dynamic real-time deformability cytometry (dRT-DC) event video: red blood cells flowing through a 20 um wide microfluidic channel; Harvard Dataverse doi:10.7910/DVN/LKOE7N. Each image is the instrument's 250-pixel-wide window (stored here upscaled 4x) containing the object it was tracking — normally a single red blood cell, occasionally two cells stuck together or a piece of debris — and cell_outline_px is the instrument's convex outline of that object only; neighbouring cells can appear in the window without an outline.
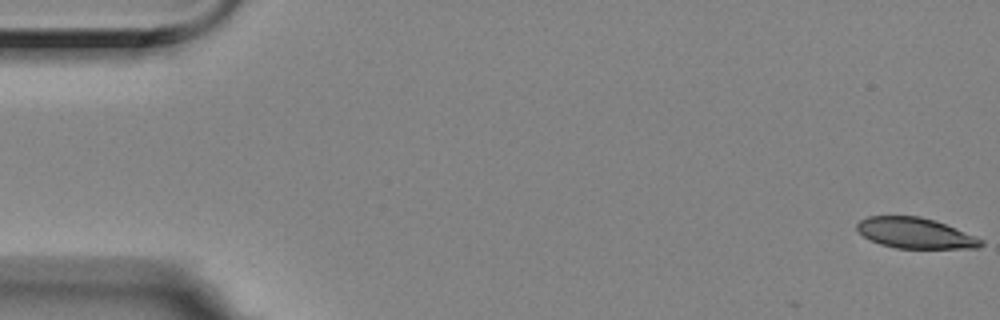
{"species": "Egyptian fruit bat (a non-hibernating species)", "species_latin": "Rousettus aegyptiacus", "temperature_condition": "room temperature", "stored_images_in_passage": 5, "camera_frame_rate_fps": 3000, "um_per_image_px": 0.085, "animal": {"sex": "female"}, "frame": {"image": 1, "passage_image": 1, "time_ms": 0.0, "image_size_px": [1000, 320], "cell_outline_px": [[984, 244], [980, 248], [896, 248], [880, 244], [864, 236], [856, 228], [856, 224], [860, 220], [868, 216], [920, 216], [936, 220], [976, 236], [984, 240]], "centroid_in_image_um": [77.83, 19.81], "position_along_channel_um": 7.2, "area_um2": 22.2}}